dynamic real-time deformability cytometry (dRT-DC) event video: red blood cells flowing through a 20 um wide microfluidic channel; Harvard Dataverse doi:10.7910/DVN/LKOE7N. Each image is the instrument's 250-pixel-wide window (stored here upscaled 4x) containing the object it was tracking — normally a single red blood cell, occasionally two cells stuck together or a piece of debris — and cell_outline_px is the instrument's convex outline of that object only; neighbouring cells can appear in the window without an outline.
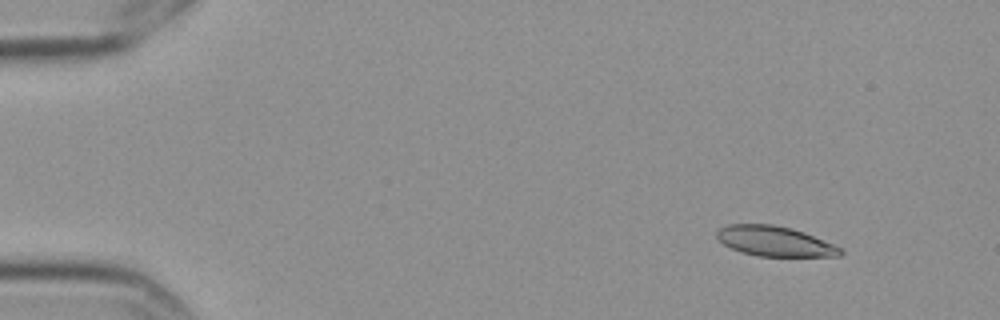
{"species": "Egyptian fruit bat (a non-hibernating species)", "species_latin": "Rousettus aegyptiacus", "temperature_condition": "cold", "stored_images_in_passage": 4, "camera_frame_rate_fps": 3000, "um_per_image_px": 0.085, "frame": {"image": 1, "passage_image": 1, "time_ms": 0.0, "image_size_px": [1000, 320], "cell_outline_px": [[844, 252], [840, 256], [756, 256], [740, 252], [724, 244], [716, 236], [716, 232], [720, 228], [728, 224], [772, 224], [792, 228], [804, 232], [844, 248]], "centroid_in_image_um": [65.88, 20.5], "position_along_channel_um": 19.1, "area_um2": 21.73}}
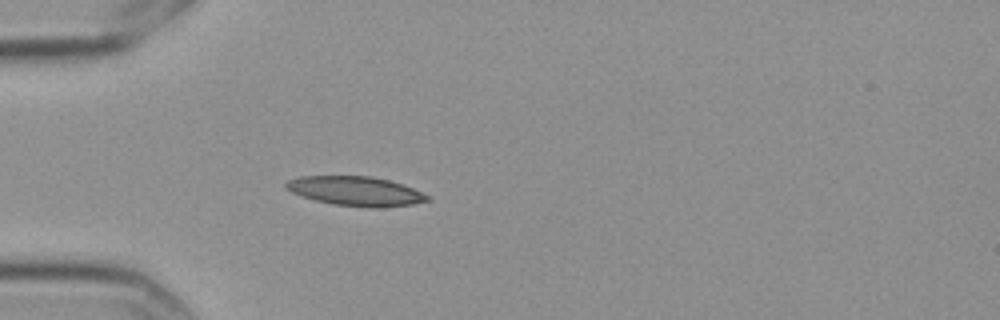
{"frame": {"image": 2, "passage_image": 4, "time_ms": 1.0, "image_size_px": [1000, 320], "cell_outline_px": [[432, 200], [412, 204], [376, 208], [368, 208], [332, 204], [300, 196], [284, 188], [284, 184], [288, 180], [300, 176], [372, 176], [388, 180], [412, 188], [432, 196]], "centroid_in_image_um": [30.23, 16.25], "position_along_channel_um": 54.8, "area_um2": 24.33}}